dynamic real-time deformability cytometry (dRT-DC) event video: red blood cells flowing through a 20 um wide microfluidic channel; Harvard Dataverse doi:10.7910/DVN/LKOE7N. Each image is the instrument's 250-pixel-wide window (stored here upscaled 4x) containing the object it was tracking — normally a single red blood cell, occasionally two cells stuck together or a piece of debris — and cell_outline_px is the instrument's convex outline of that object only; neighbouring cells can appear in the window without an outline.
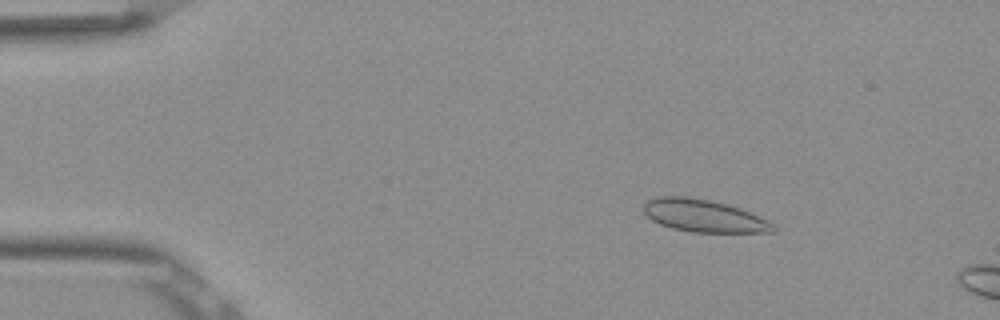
{"species": "Egyptian fruit bat (a non-hibernating species)", "species_latin": "Rousettus aegyptiacus", "temperature_condition": "room temperature", "stored_images_in_passage": 51, "segment_of_instrument_passage": [1, 2], "camera_frame_rate_fps": 3000, "um_per_image_px": 0.085, "frame": {"image": 1, "passage_image": 5, "time_ms": 1.333, "image_size_px": [1000, 320], "cell_outline_px": [[776, 232], [692, 232], [672, 228], [660, 224], [652, 220], [644, 212], [644, 204], [648, 200], [660, 196], [688, 196], [712, 200], [740, 208], [768, 220], [776, 224]], "centroid_in_image_um": [59.85, 18.34], "position_along_channel_um": 25.1, "area_um2": 24.57}}
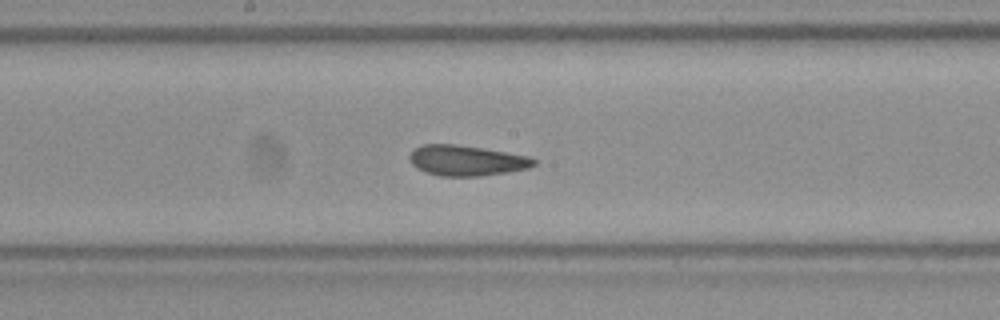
{"frame": {"image": 2, "passage_image": 25, "time_ms": 8.0, "image_size_px": [1000, 320], "cell_outline_px": [[536, 164], [528, 168], [508, 172], [480, 176], [440, 176], [416, 168], [412, 164], [408, 156], [420, 144], [456, 144], [532, 156], [536, 160]], "centroid_in_image_um": [39.67, 13.64], "position_along_channel_um": 208.5, "area_um2": 22.08}}
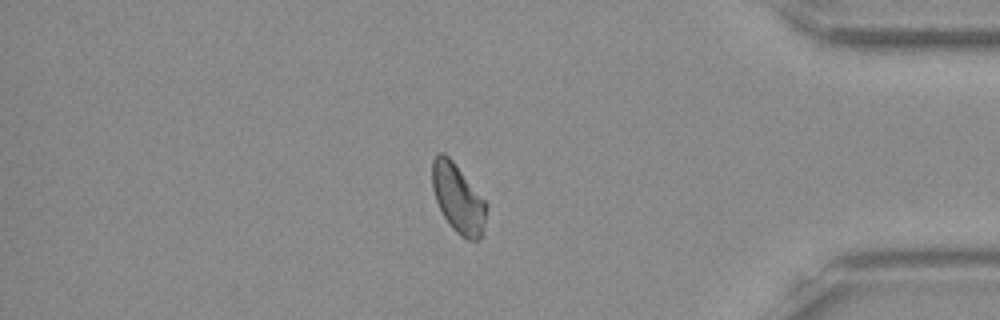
{"frame": {"image": 3, "passage_image": 42, "time_ms": 13.667, "image_size_px": [1000, 320], "cell_outline_px": [[488, 204], [484, 232], [480, 240], [468, 240], [460, 236], [452, 228], [444, 216], [436, 200], [432, 188], [432, 160], [440, 152], [444, 152], [452, 160]], "centroid_in_image_um": [38.96, 16.9], "position_along_channel_um": 396.2, "area_um2": 21.79}}